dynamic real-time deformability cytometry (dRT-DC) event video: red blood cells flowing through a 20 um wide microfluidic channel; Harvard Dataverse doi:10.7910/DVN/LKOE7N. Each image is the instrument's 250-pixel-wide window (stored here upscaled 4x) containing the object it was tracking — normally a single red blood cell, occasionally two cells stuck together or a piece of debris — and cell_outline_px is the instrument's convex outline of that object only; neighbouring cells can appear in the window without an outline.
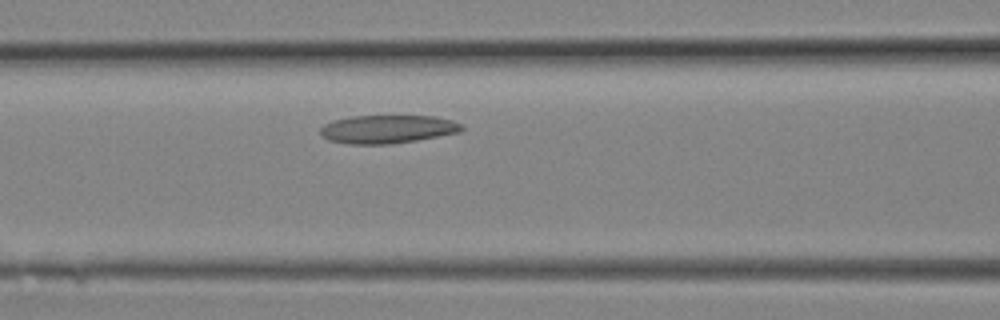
{"species": "Egyptian fruit bat (a non-hibernating species)", "species_latin": "Rousettus aegyptiacus", "temperature_condition": "room temperature", "stored_images_in_passage": 5, "camera_frame_rate_fps": 3000, "um_per_image_px": 0.085, "animal": {"sex": "female"}, "frame": {"image": 1, "passage_image": 5, "time_ms": 1.333, "image_size_px": [1000, 320], "cell_outline_px": [[464, 128], [460, 132], [416, 140], [392, 144], [348, 144], [328, 140], [320, 136], [320, 128], [324, 124], [332, 120], [352, 116], [436, 116], [452, 120], [464, 124]], "centroid_in_image_um": [32.93, 10.98], "position_along_channel_um": 133.7, "area_um2": 23.52}}